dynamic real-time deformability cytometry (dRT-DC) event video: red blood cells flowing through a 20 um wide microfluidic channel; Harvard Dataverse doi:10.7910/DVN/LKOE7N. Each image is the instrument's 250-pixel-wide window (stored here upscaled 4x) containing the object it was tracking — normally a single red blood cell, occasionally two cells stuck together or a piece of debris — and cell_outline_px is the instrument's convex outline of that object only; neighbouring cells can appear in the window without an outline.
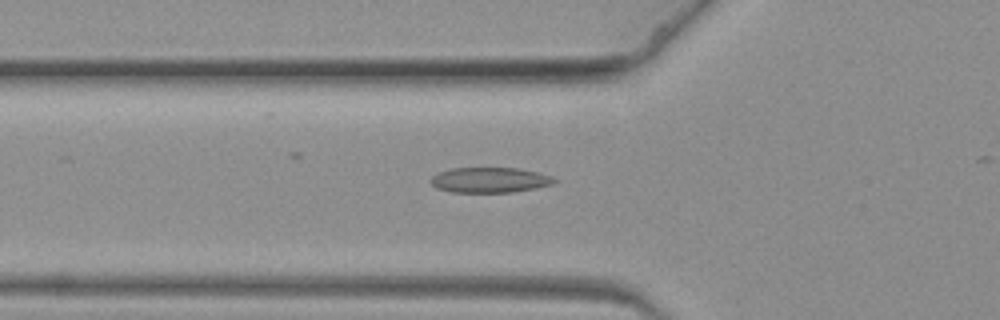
{"species": "common noctule bat (a hibernating species)", "species_latin": "Nyctalus noctula", "temperature_condition": "warm", "stored_images_in_passage": 36, "camera_frame_rate_fps": 3000, "um_per_image_px": 0.085, "animal": {"sex": "female", "body_mass_g": 19.3, "forearm_length_mm": 54.1}, "frame": {"image": 1, "passage_image": 2, "time_ms": 0.333, "image_size_px": [1000, 320], "cell_outline_px": [[560, 180], [552, 184], [536, 188], [512, 192], [452, 192], [436, 188], [428, 180], [432, 176], [440, 172], [452, 168], [520, 168], [552, 176]], "centroid_in_image_um": [41.64, 15.3], "position_along_channel_um": 84.2, "area_um2": 18.26}}
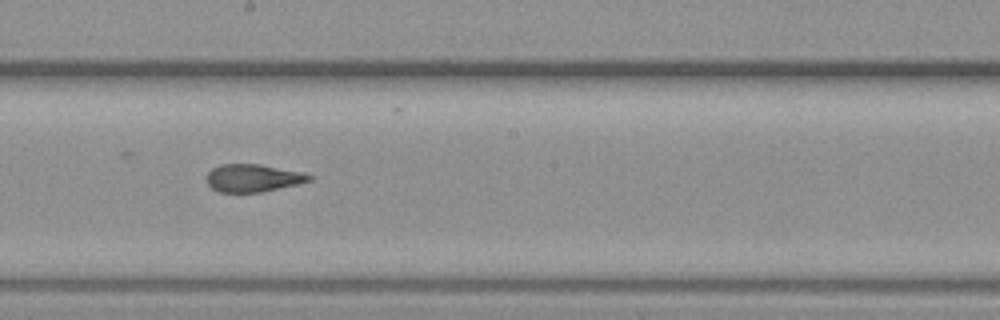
{"frame": {"image": 2, "passage_image": 15, "time_ms": 4.667, "image_size_px": [1000, 320], "cell_outline_px": [[312, 180], [300, 184], [260, 192], [220, 192], [212, 188], [208, 184], [208, 172], [212, 168], [220, 164], [260, 164], [300, 172], [312, 176]], "centroid_in_image_um": [21.51, 15.13], "position_along_channel_um": 226.7, "area_um2": 16.42}}
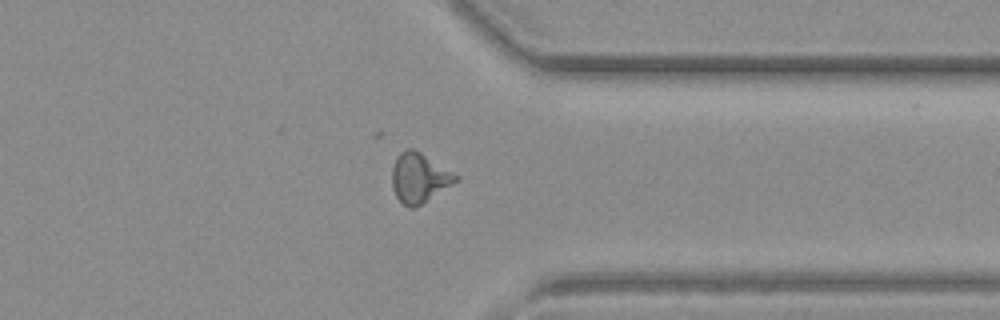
{"frame": {"image": 3, "passage_image": 29, "time_ms": 9.333, "image_size_px": [1000, 320], "cell_outline_px": [[460, 180], [416, 208], [408, 208], [396, 196], [392, 188], [392, 168], [396, 156], [400, 152], [408, 148], [412, 148], [420, 152], [460, 176]], "centroid_in_image_um": [35.64, 15.13], "position_along_channel_um": 375.8, "area_um2": 18.61}}